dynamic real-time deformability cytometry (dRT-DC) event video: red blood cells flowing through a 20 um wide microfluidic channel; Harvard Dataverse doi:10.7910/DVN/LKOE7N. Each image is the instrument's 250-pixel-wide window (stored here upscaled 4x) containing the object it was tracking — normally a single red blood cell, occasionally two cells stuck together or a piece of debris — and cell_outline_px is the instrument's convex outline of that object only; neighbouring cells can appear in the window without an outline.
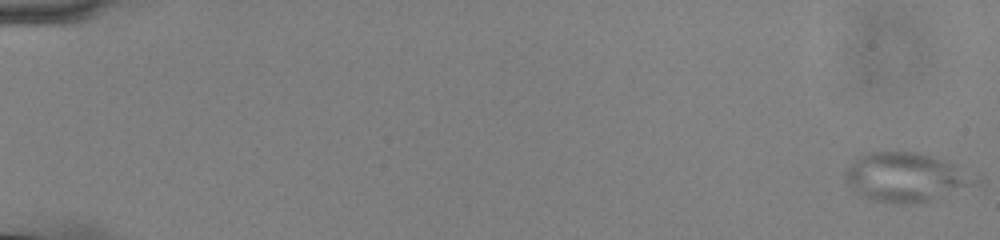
{"species": "common noctule bat (a hibernating species)", "species_latin": "Nyctalus noctula", "temperature_condition": "cold", "stored_images_in_passage": 3, "camera_frame_rate_fps": 3000, "um_per_image_px": 0.085, "animal": {"sex": "male", "body_mass_g": 13.0, "forearm_length_mm": 53.1}, "frame": {"image": 1, "passage_image": 1, "time_ms": 0.0, "image_size_px": [1000, 240], "cell_outline_px": [[984, 184], [928, 200], [904, 204], [896, 204], [868, 200], [860, 196], [844, 180], [844, 172], [860, 156], [868, 152], [916, 152], [956, 164], [984, 176]], "centroid_in_image_um": [77.13, 15.08], "position_along_channel_um": 7.9, "area_um2": 37.92}}